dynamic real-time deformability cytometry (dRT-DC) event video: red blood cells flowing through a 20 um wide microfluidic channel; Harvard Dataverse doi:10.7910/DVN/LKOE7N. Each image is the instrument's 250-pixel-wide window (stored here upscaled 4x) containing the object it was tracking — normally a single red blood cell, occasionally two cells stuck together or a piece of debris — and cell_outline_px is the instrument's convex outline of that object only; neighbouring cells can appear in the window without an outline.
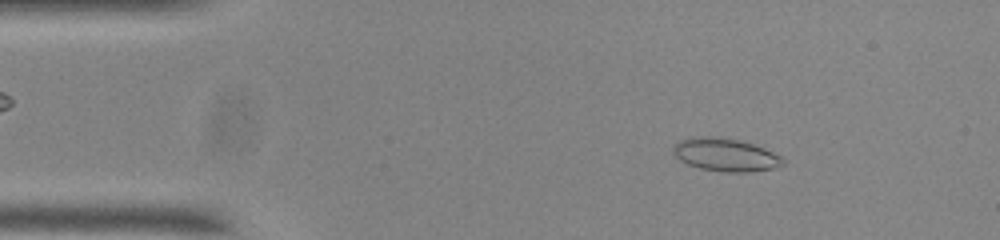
{"species": "common noctule bat (a hibernating species)", "species_latin": "Nyctalus noctula", "temperature_condition": "room temperature", "stored_images_in_passage": 48, "camera_frame_rate_fps": 3000, "um_per_image_px": 0.085, "animal": {"sex": "male", "body_mass_g": 20.0, "forearm_length_mm": 53.3}, "frame": {"image": 1, "passage_image": 2, "time_ms": 0.333, "image_size_px": [1000, 240], "cell_outline_px": [[784, 164], [772, 168], [748, 172], [724, 172], [700, 168], [688, 164], [680, 160], [672, 152], [672, 148], [680, 140], [692, 136], [720, 136], [740, 140], [764, 148], [780, 156], [784, 160]], "centroid_in_image_um": [61.63, 13.14], "position_along_channel_um": 23.4, "area_um2": 21.1}}
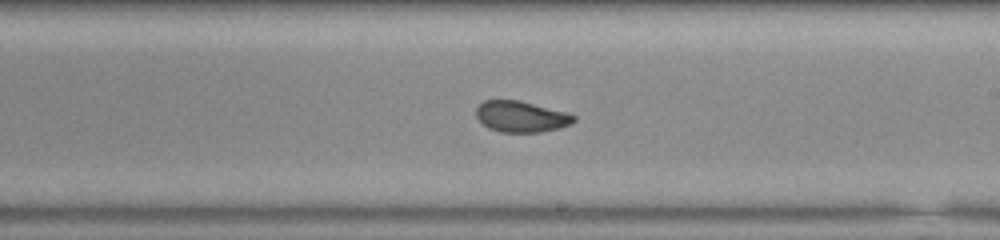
{"frame": {"image": 2, "passage_image": 25, "time_ms": 8.0, "image_size_px": [1000, 240], "cell_outline_px": [[576, 120], [560, 128], [540, 132], [500, 132], [488, 128], [476, 116], [476, 108], [484, 100], [520, 100], [568, 112], [576, 116]], "centroid_in_image_um": [44.31, 9.9], "position_along_channel_um": 244.7, "area_um2": 17.74}}
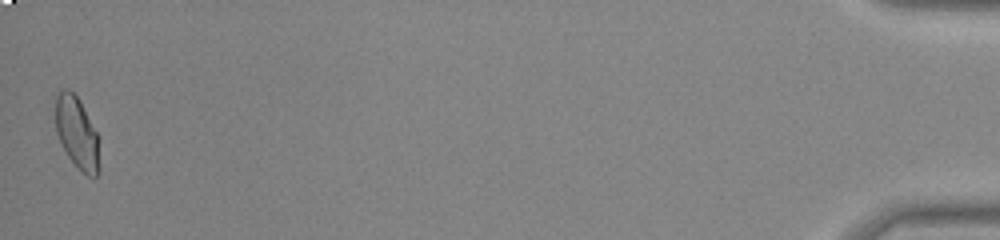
{"frame": {"image": 3, "passage_image": 48, "time_ms": 15.667, "image_size_px": [1000, 240], "cell_outline_px": [[100, 172], [96, 176], [88, 176], [68, 156], [56, 132], [56, 96], [60, 88], [68, 88], [80, 100], [100, 136]], "centroid_in_image_um": [6.6, 11.27], "position_along_channel_um": 428.6, "area_um2": 18.73}, "authors_computed_cell_mechanics": {"area_um2": 18.2937, "velocity_mm_per_s": 3.7284, "shape_relaxation_time_tau1_ms": null, "shape_relaxation_time_tau2_ms": 1.1027, "deformation_change_tau1": null, "deformation_change_tau2": 0.0626}}